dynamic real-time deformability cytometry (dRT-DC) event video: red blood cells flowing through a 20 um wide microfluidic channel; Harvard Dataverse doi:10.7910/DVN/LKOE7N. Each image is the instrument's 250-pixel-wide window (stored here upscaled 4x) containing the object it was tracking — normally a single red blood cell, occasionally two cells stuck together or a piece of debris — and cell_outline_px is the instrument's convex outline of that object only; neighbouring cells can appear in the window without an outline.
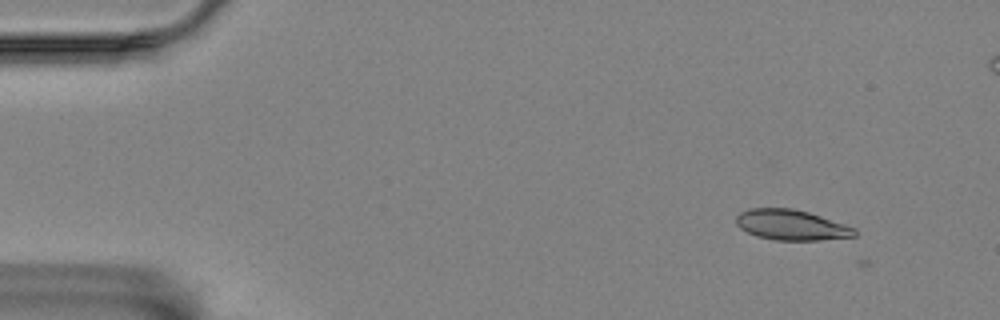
{"species": "Egyptian fruit bat (a non-hibernating species)", "species_latin": "Rousettus aegyptiacus", "temperature_condition": "room temperature", "stored_images_in_passage": 4, "camera_frame_rate_fps": 3000, "um_per_image_px": 0.085, "animal": {"sex": "female"}, "frame": {"image": 1, "passage_image": 2, "time_ms": 0.333, "image_size_px": [1000, 320], "cell_outline_px": [[856, 236], [816, 240], [776, 240], [756, 236], [740, 228], [736, 224], [736, 216], [740, 212], [748, 208], [792, 208], [808, 212], [856, 228]], "centroid_in_image_um": [67.23, 19.11], "position_along_channel_um": 17.8, "area_um2": 20.87}}